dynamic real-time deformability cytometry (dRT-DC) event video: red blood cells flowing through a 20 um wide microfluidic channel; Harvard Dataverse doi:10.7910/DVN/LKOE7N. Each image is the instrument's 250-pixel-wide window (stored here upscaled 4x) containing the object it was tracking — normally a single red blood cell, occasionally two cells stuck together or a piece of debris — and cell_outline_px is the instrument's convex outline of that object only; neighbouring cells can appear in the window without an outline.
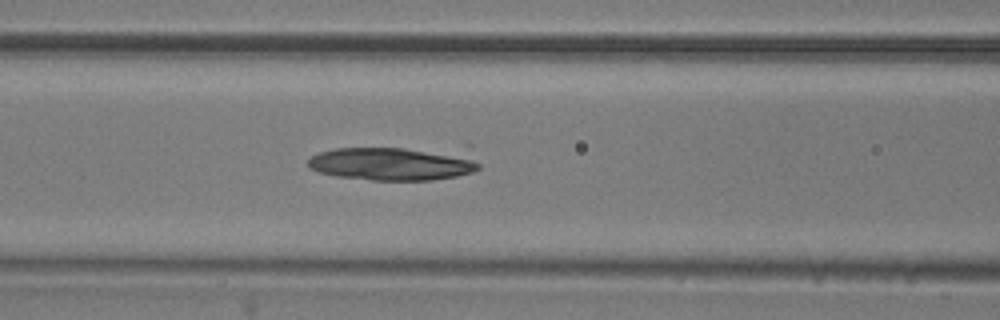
{"species": "common noctule bat (a hibernating species)", "species_latin": "Nyctalus noctula", "temperature_condition": "room temperature", "stored_images_in_passage": 38, "camera_frame_rate_fps": 3000, "um_per_image_px": 0.085, "animal": {"sex": "male", "body_mass_g": 20.5, "forearm_length_mm": 52.5}, "frame": {"image": 1, "passage_image": 7, "time_ms": 2.0, "image_size_px": [1000, 320], "cell_outline_px": [[480, 168], [472, 172], [456, 176], [432, 180], [372, 180], [336, 176], [320, 172], [308, 168], [308, 160], [312, 156], [320, 152], [336, 148], [404, 148], [464, 156], [480, 164]], "centroid_in_image_um": [33.21, 13.94], "position_along_channel_um": 133.4, "area_um2": 32.08}}
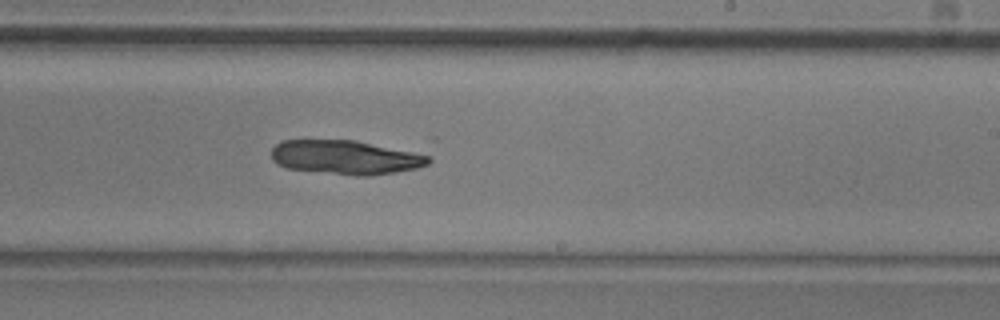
{"frame": {"image": 2, "passage_image": 17, "time_ms": 5.333, "image_size_px": [1000, 320], "cell_outline_px": [[432, 160], [428, 164], [416, 168], [396, 172], [368, 176], [356, 176], [288, 168], [272, 160], [272, 148], [280, 140], [356, 140], [428, 152], [432, 156]], "centroid_in_image_um": [29.53, 13.35], "position_along_channel_um": 259.5, "area_um2": 31.96}}
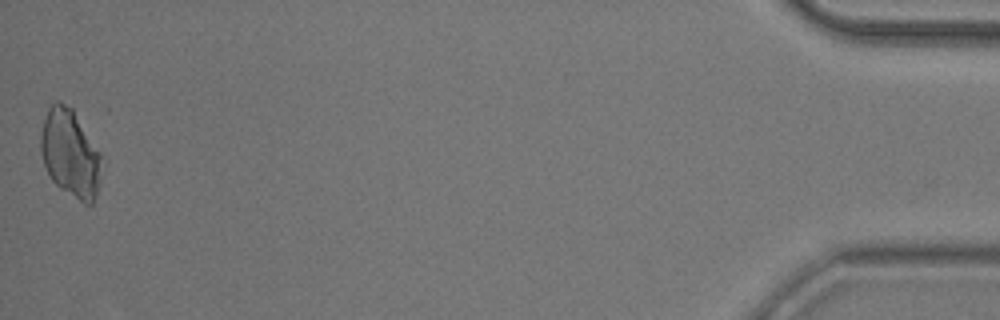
{"frame": {"image": 3, "passage_image": 38, "time_ms": 12.333, "image_size_px": [1000, 320], "cell_outline_px": [[100, 180], [92, 204], [84, 204], [60, 188], [52, 180], [44, 164], [40, 148], [40, 132], [48, 108], [56, 100], [60, 100], [72, 108], [100, 152]], "centroid_in_image_um": [5.95, 13.02], "position_along_channel_um": 429.3, "area_um2": 30.81}}